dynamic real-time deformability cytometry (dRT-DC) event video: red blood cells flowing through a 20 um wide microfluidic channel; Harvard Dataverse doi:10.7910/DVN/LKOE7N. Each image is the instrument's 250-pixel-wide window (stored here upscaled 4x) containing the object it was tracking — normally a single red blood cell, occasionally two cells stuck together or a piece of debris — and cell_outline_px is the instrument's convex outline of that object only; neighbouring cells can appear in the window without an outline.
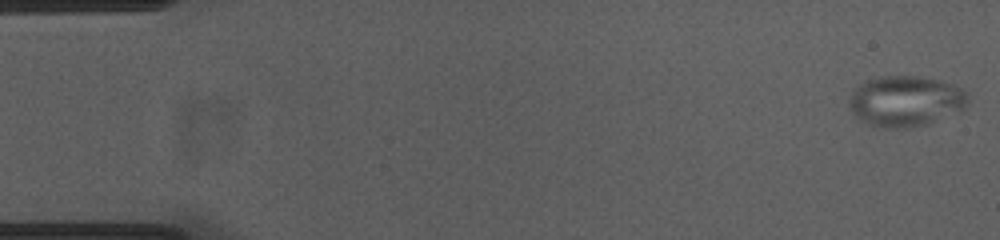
{"species": "common noctule bat (a hibernating species)", "species_latin": "Nyctalus noctula", "temperature_condition": "cold", "stored_images_in_passage": 54, "camera_frame_rate_fps": 3000, "um_per_image_px": 0.085, "animal": {"sex": "female", "body_mass_g": 23.0, "forearm_length_mm": 53.4}, "frame": {"image": 1, "passage_image": 1, "time_ms": 0.0, "image_size_px": [1000, 240], "cell_outline_px": [[968, 100], [964, 108], [960, 112], [928, 124], [904, 128], [884, 128], [868, 124], [860, 120], [848, 108], [848, 100], [852, 92], [864, 80], [880, 76], [916, 76], [940, 80], [960, 88], [968, 96]], "centroid_in_image_um": [76.95, 8.6], "position_along_channel_um": 8.1, "area_um2": 35.32}}
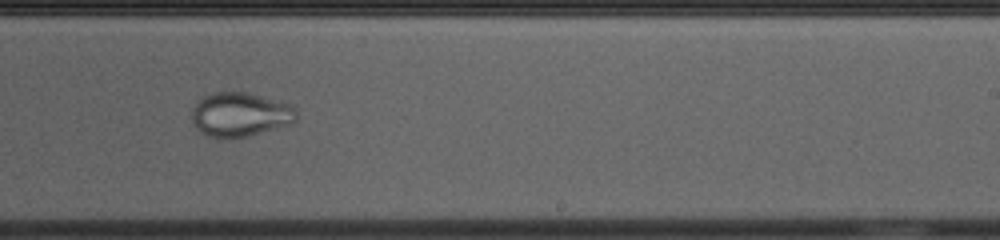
{"frame": {"image": 2, "passage_image": 33, "time_ms": 10.667, "image_size_px": [1000, 240], "cell_outline_px": [[296, 120], [292, 124], [244, 136], [220, 140], [208, 136], [200, 132], [196, 128], [192, 120], [192, 108], [204, 96], [212, 92], [244, 92], [260, 96], [288, 104], [296, 108]], "centroid_in_image_um": [20.37, 9.75], "position_along_channel_um": 268.6, "area_um2": 26.82}}
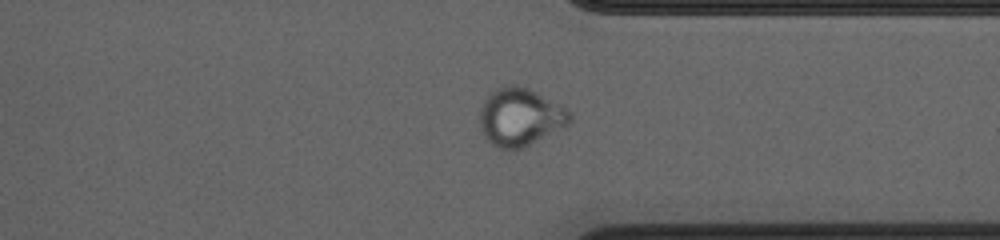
{"frame": {"image": 3, "passage_image": 41, "time_ms": 13.333, "image_size_px": [1000, 240], "cell_outline_px": [[572, 120], [568, 128], [516, 152], [508, 152], [492, 144], [484, 136], [480, 124], [480, 108], [488, 92], [512, 84], [528, 88], [564, 104], [572, 112]], "centroid_in_image_um": [44.3, 9.99], "position_along_channel_um": 367.1, "area_um2": 31.73}}